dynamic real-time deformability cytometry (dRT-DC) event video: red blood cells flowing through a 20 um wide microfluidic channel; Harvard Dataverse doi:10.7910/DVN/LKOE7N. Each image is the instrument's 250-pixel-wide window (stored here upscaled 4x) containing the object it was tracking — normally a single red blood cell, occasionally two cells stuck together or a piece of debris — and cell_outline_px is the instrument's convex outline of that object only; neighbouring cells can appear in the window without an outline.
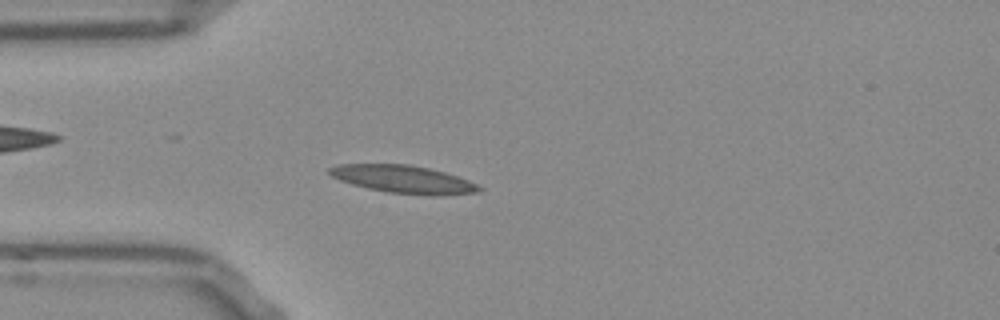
{"species": "Egyptian fruit bat (a non-hibernating species)", "species_latin": "Rousettus aegyptiacus", "temperature_condition": "room temperature", "stored_images_in_passage": 40, "camera_frame_rate_fps": 3000, "um_per_image_px": 0.085, "frame": {"image": 1, "passage_image": 1, "time_ms": 0.0, "image_size_px": [1000, 320], "cell_outline_px": [[484, 188], [476, 192], [432, 196], [388, 192], [368, 188], [352, 184], [340, 180], [332, 176], [328, 172], [328, 168], [340, 164], [408, 164], [428, 168], [444, 172], [468, 180]], "centroid_in_image_um": [34.27, 15.23], "position_along_channel_um": 50.7, "area_um2": 23.99}}
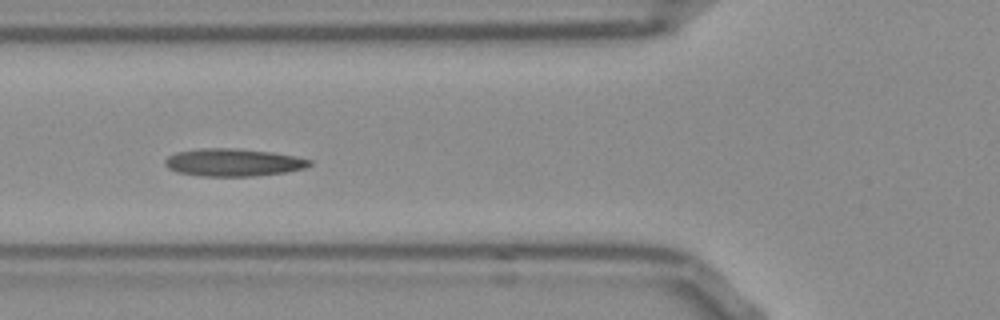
{"frame": {"image": 2, "passage_image": 6, "time_ms": 1.667, "image_size_px": [1000, 320], "cell_outline_px": [[312, 164], [304, 168], [284, 172], [252, 176], [200, 176], [180, 172], [168, 168], [164, 164], [164, 160], [168, 156], [176, 152], [200, 148], [232, 148], [272, 152], [312, 160]], "centroid_in_image_um": [19.79, 13.8], "position_along_channel_um": 106.0, "area_um2": 23.06}}
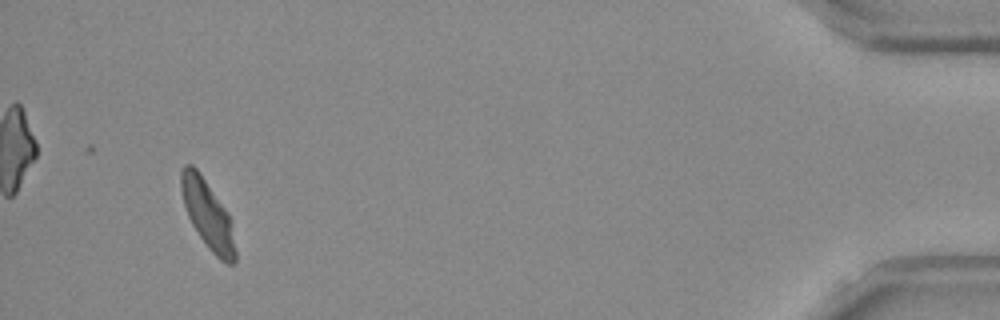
{"frame": {"image": 3, "passage_image": 37, "time_ms": 12.0, "image_size_px": [1000, 320], "cell_outline_px": [[236, 264], [228, 264], [220, 260], [208, 248], [192, 224], [188, 216], [184, 204], [180, 188], [180, 172], [184, 164], [192, 164], [200, 172], [228, 212], [236, 252]], "centroid_in_image_um": [17.64, 18.21], "position_along_channel_um": 417.6, "area_um2": 21.5}, "authors_computed_cell_mechanics": {"area_um2": 21.5883, "velocity_mm_per_s": 3.7613, "shape_relaxation_time_tau1_ms": null, "shape_relaxation_time_tau2_ms": 2.7391, "deformation_change_tau1": null, "deformation_change_tau2": 0.0873}}